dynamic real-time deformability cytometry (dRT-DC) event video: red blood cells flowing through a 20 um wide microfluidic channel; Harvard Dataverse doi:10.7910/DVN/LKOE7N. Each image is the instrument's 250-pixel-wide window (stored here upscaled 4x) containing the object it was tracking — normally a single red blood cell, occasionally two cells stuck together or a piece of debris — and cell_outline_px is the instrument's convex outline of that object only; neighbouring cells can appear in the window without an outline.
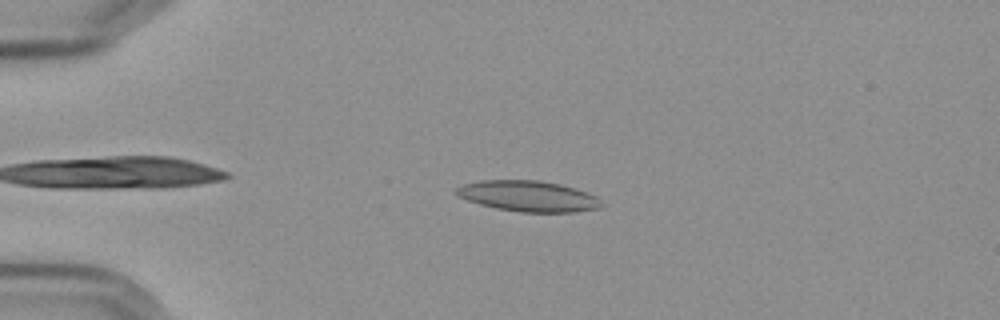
{"species": "Egyptian fruit bat (a non-hibernating species)", "species_latin": "Rousettus aegyptiacus", "temperature_condition": "cold", "stored_images_in_passage": 47, "camera_frame_rate_fps": 3000, "um_per_image_px": 0.085, "frame": {"image": 1, "passage_image": 4, "time_ms": 1.0, "image_size_px": [1000, 320], "cell_outline_px": [[604, 204], [596, 208], [572, 212], [520, 212], [496, 208], [480, 204], [456, 196], [456, 188], [464, 184], [480, 180], [540, 180], [560, 184], [596, 196]], "centroid_in_image_um": [44.86, 16.67], "position_along_channel_um": 40.1, "area_um2": 25.78}}
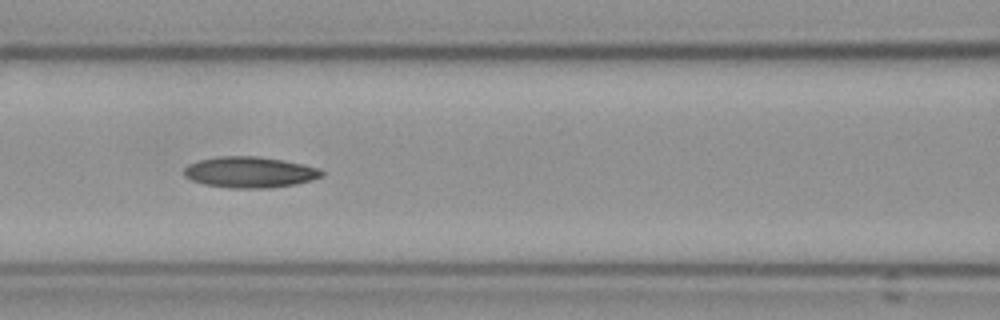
{"frame": {"image": 2, "passage_image": 16, "time_ms": 5.0, "image_size_px": [1000, 320], "cell_outline_px": [[324, 176], [312, 180], [296, 184], [268, 188], [232, 188], [204, 184], [192, 180], [184, 176], [184, 168], [188, 164], [200, 160], [220, 156], [260, 156], [320, 168], [324, 172]], "centroid_in_image_um": [21.24, 14.64], "position_along_channel_um": 145.4, "area_um2": 24.8}}
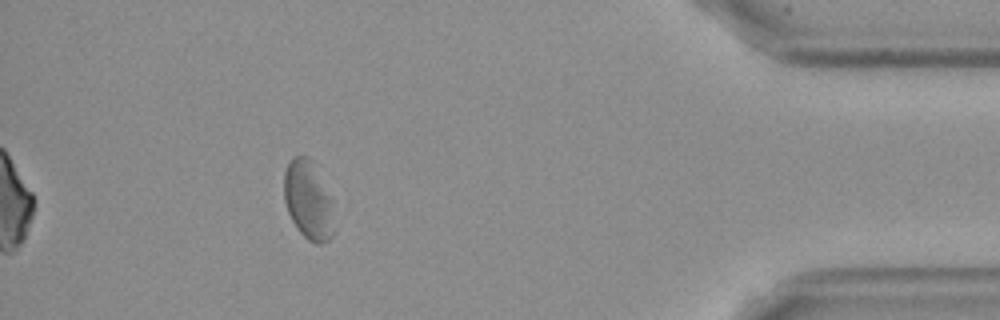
{"frame": {"image": 3, "passage_image": 42, "time_ms": 13.667, "image_size_px": [1000, 320], "cell_outline_px": [[336, 228], [332, 236], [328, 240], [320, 244], [316, 244], [308, 240], [296, 228], [288, 212], [284, 200], [284, 172], [292, 156], [308, 156], [312, 160], [332, 200]], "centroid_in_image_um": [26.22, 17.04], "position_along_channel_um": 409.0, "area_um2": 23.29}, "authors_computed_cell_mechanics": {"area_um2": 24.5072, "velocity_mm_per_s": 3.5626, "shape_relaxation_time_tau1_ms": 8.3602, "shape_relaxation_time_tau2_ms": null, "deformation_change_tau1": 0.1341, "deformation_change_tau2": null}}